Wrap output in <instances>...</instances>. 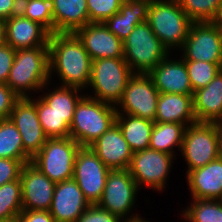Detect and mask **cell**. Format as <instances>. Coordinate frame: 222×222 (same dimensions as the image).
<instances>
[{"mask_svg": "<svg viewBox=\"0 0 222 222\" xmlns=\"http://www.w3.org/2000/svg\"><path fill=\"white\" fill-rule=\"evenodd\" d=\"M24 163L20 160L0 158V186L20 179Z\"/></svg>", "mask_w": 222, "mask_h": 222, "instance_id": "obj_38", "label": "cell"}, {"mask_svg": "<svg viewBox=\"0 0 222 222\" xmlns=\"http://www.w3.org/2000/svg\"><path fill=\"white\" fill-rule=\"evenodd\" d=\"M159 94L148 74H134L129 79L121 100L115 106L116 112L155 122Z\"/></svg>", "mask_w": 222, "mask_h": 222, "instance_id": "obj_11", "label": "cell"}, {"mask_svg": "<svg viewBox=\"0 0 222 222\" xmlns=\"http://www.w3.org/2000/svg\"><path fill=\"white\" fill-rule=\"evenodd\" d=\"M152 0H124L118 13L104 22V25L120 40H125L134 27L148 20Z\"/></svg>", "mask_w": 222, "mask_h": 222, "instance_id": "obj_25", "label": "cell"}, {"mask_svg": "<svg viewBox=\"0 0 222 222\" xmlns=\"http://www.w3.org/2000/svg\"><path fill=\"white\" fill-rule=\"evenodd\" d=\"M5 42L4 21L0 19V45Z\"/></svg>", "mask_w": 222, "mask_h": 222, "instance_id": "obj_45", "label": "cell"}, {"mask_svg": "<svg viewBox=\"0 0 222 222\" xmlns=\"http://www.w3.org/2000/svg\"><path fill=\"white\" fill-rule=\"evenodd\" d=\"M217 130L219 158H222V121L214 122Z\"/></svg>", "mask_w": 222, "mask_h": 222, "instance_id": "obj_43", "label": "cell"}, {"mask_svg": "<svg viewBox=\"0 0 222 222\" xmlns=\"http://www.w3.org/2000/svg\"><path fill=\"white\" fill-rule=\"evenodd\" d=\"M33 99L29 97L36 105L38 119L48 138L69 137L70 126L58 115L52 107L46 103L40 96Z\"/></svg>", "mask_w": 222, "mask_h": 222, "instance_id": "obj_30", "label": "cell"}, {"mask_svg": "<svg viewBox=\"0 0 222 222\" xmlns=\"http://www.w3.org/2000/svg\"><path fill=\"white\" fill-rule=\"evenodd\" d=\"M51 90L52 88L50 92L48 90V93L44 91V94H40V97L70 126L75 107L85 94H82V90L79 88L60 85L58 87L54 86Z\"/></svg>", "mask_w": 222, "mask_h": 222, "instance_id": "obj_28", "label": "cell"}, {"mask_svg": "<svg viewBox=\"0 0 222 222\" xmlns=\"http://www.w3.org/2000/svg\"><path fill=\"white\" fill-rule=\"evenodd\" d=\"M147 22L169 53L182 48L193 23L177 0H152Z\"/></svg>", "mask_w": 222, "mask_h": 222, "instance_id": "obj_4", "label": "cell"}, {"mask_svg": "<svg viewBox=\"0 0 222 222\" xmlns=\"http://www.w3.org/2000/svg\"><path fill=\"white\" fill-rule=\"evenodd\" d=\"M80 145L71 137L48 138L31 163L54 183L73 178Z\"/></svg>", "mask_w": 222, "mask_h": 222, "instance_id": "obj_7", "label": "cell"}, {"mask_svg": "<svg viewBox=\"0 0 222 222\" xmlns=\"http://www.w3.org/2000/svg\"><path fill=\"white\" fill-rule=\"evenodd\" d=\"M90 23H104L118 13L124 0H86Z\"/></svg>", "mask_w": 222, "mask_h": 222, "instance_id": "obj_36", "label": "cell"}, {"mask_svg": "<svg viewBox=\"0 0 222 222\" xmlns=\"http://www.w3.org/2000/svg\"><path fill=\"white\" fill-rule=\"evenodd\" d=\"M193 22H211L222 0H177Z\"/></svg>", "mask_w": 222, "mask_h": 222, "instance_id": "obj_35", "label": "cell"}, {"mask_svg": "<svg viewBox=\"0 0 222 222\" xmlns=\"http://www.w3.org/2000/svg\"><path fill=\"white\" fill-rule=\"evenodd\" d=\"M16 51L6 42L0 45V83L6 84Z\"/></svg>", "mask_w": 222, "mask_h": 222, "instance_id": "obj_39", "label": "cell"}, {"mask_svg": "<svg viewBox=\"0 0 222 222\" xmlns=\"http://www.w3.org/2000/svg\"><path fill=\"white\" fill-rule=\"evenodd\" d=\"M90 205L77 182L71 178L56 183L49 212L56 222H76Z\"/></svg>", "mask_w": 222, "mask_h": 222, "instance_id": "obj_17", "label": "cell"}, {"mask_svg": "<svg viewBox=\"0 0 222 222\" xmlns=\"http://www.w3.org/2000/svg\"><path fill=\"white\" fill-rule=\"evenodd\" d=\"M180 152L187 163L186 174L219 158L215 123L196 122L188 125Z\"/></svg>", "mask_w": 222, "mask_h": 222, "instance_id": "obj_10", "label": "cell"}, {"mask_svg": "<svg viewBox=\"0 0 222 222\" xmlns=\"http://www.w3.org/2000/svg\"><path fill=\"white\" fill-rule=\"evenodd\" d=\"M50 80L56 72L61 86L88 89L92 60L74 33H52L49 36Z\"/></svg>", "mask_w": 222, "mask_h": 222, "instance_id": "obj_1", "label": "cell"}, {"mask_svg": "<svg viewBox=\"0 0 222 222\" xmlns=\"http://www.w3.org/2000/svg\"><path fill=\"white\" fill-rule=\"evenodd\" d=\"M9 118L21 134L24 152L32 159L48 139L38 119L35 103L29 97L19 98Z\"/></svg>", "mask_w": 222, "mask_h": 222, "instance_id": "obj_14", "label": "cell"}, {"mask_svg": "<svg viewBox=\"0 0 222 222\" xmlns=\"http://www.w3.org/2000/svg\"><path fill=\"white\" fill-rule=\"evenodd\" d=\"M20 13V0H0V19L6 21Z\"/></svg>", "mask_w": 222, "mask_h": 222, "instance_id": "obj_42", "label": "cell"}, {"mask_svg": "<svg viewBox=\"0 0 222 222\" xmlns=\"http://www.w3.org/2000/svg\"><path fill=\"white\" fill-rule=\"evenodd\" d=\"M211 22L215 24L217 27H222V2L218 7L217 13Z\"/></svg>", "mask_w": 222, "mask_h": 222, "instance_id": "obj_44", "label": "cell"}, {"mask_svg": "<svg viewBox=\"0 0 222 222\" xmlns=\"http://www.w3.org/2000/svg\"><path fill=\"white\" fill-rule=\"evenodd\" d=\"M194 91L206 87L222 69V64L184 60Z\"/></svg>", "mask_w": 222, "mask_h": 222, "instance_id": "obj_34", "label": "cell"}, {"mask_svg": "<svg viewBox=\"0 0 222 222\" xmlns=\"http://www.w3.org/2000/svg\"><path fill=\"white\" fill-rule=\"evenodd\" d=\"M192 202L181 213L185 221L222 222V200L192 199Z\"/></svg>", "mask_w": 222, "mask_h": 222, "instance_id": "obj_31", "label": "cell"}, {"mask_svg": "<svg viewBox=\"0 0 222 222\" xmlns=\"http://www.w3.org/2000/svg\"><path fill=\"white\" fill-rule=\"evenodd\" d=\"M53 33H74L89 21L86 0H51Z\"/></svg>", "mask_w": 222, "mask_h": 222, "instance_id": "obj_24", "label": "cell"}, {"mask_svg": "<svg viewBox=\"0 0 222 222\" xmlns=\"http://www.w3.org/2000/svg\"><path fill=\"white\" fill-rule=\"evenodd\" d=\"M89 147L110 170L128 169L133 156V151L117 123Z\"/></svg>", "mask_w": 222, "mask_h": 222, "instance_id": "obj_18", "label": "cell"}, {"mask_svg": "<svg viewBox=\"0 0 222 222\" xmlns=\"http://www.w3.org/2000/svg\"><path fill=\"white\" fill-rule=\"evenodd\" d=\"M22 206L26 211H49L56 183L31 162L24 164L21 175Z\"/></svg>", "mask_w": 222, "mask_h": 222, "instance_id": "obj_15", "label": "cell"}, {"mask_svg": "<svg viewBox=\"0 0 222 222\" xmlns=\"http://www.w3.org/2000/svg\"><path fill=\"white\" fill-rule=\"evenodd\" d=\"M219 29H220V32H221V37H222V27H219Z\"/></svg>", "mask_w": 222, "mask_h": 222, "instance_id": "obj_48", "label": "cell"}, {"mask_svg": "<svg viewBox=\"0 0 222 222\" xmlns=\"http://www.w3.org/2000/svg\"><path fill=\"white\" fill-rule=\"evenodd\" d=\"M14 222H56L49 211L23 210L14 219Z\"/></svg>", "mask_w": 222, "mask_h": 222, "instance_id": "obj_41", "label": "cell"}, {"mask_svg": "<svg viewBox=\"0 0 222 222\" xmlns=\"http://www.w3.org/2000/svg\"><path fill=\"white\" fill-rule=\"evenodd\" d=\"M19 97L6 85L0 83V119L9 118Z\"/></svg>", "mask_w": 222, "mask_h": 222, "instance_id": "obj_40", "label": "cell"}, {"mask_svg": "<svg viewBox=\"0 0 222 222\" xmlns=\"http://www.w3.org/2000/svg\"><path fill=\"white\" fill-rule=\"evenodd\" d=\"M109 171L90 147H80L75 157L73 179L90 204H97L101 199Z\"/></svg>", "mask_w": 222, "mask_h": 222, "instance_id": "obj_13", "label": "cell"}, {"mask_svg": "<svg viewBox=\"0 0 222 222\" xmlns=\"http://www.w3.org/2000/svg\"><path fill=\"white\" fill-rule=\"evenodd\" d=\"M134 75L124 58L92 60L89 97L114 106L121 100L129 79Z\"/></svg>", "mask_w": 222, "mask_h": 222, "instance_id": "obj_6", "label": "cell"}, {"mask_svg": "<svg viewBox=\"0 0 222 222\" xmlns=\"http://www.w3.org/2000/svg\"><path fill=\"white\" fill-rule=\"evenodd\" d=\"M116 123L133 152L149 148L153 121L117 113Z\"/></svg>", "mask_w": 222, "mask_h": 222, "instance_id": "obj_26", "label": "cell"}, {"mask_svg": "<svg viewBox=\"0 0 222 222\" xmlns=\"http://www.w3.org/2000/svg\"><path fill=\"white\" fill-rule=\"evenodd\" d=\"M179 51L183 60L222 64V37L212 22H193Z\"/></svg>", "mask_w": 222, "mask_h": 222, "instance_id": "obj_12", "label": "cell"}, {"mask_svg": "<svg viewBox=\"0 0 222 222\" xmlns=\"http://www.w3.org/2000/svg\"><path fill=\"white\" fill-rule=\"evenodd\" d=\"M187 126L180 123L154 122L149 148L175 157L174 148L180 151Z\"/></svg>", "mask_w": 222, "mask_h": 222, "instance_id": "obj_27", "label": "cell"}, {"mask_svg": "<svg viewBox=\"0 0 222 222\" xmlns=\"http://www.w3.org/2000/svg\"><path fill=\"white\" fill-rule=\"evenodd\" d=\"M0 222H14L13 220H0Z\"/></svg>", "mask_w": 222, "mask_h": 222, "instance_id": "obj_47", "label": "cell"}, {"mask_svg": "<svg viewBox=\"0 0 222 222\" xmlns=\"http://www.w3.org/2000/svg\"><path fill=\"white\" fill-rule=\"evenodd\" d=\"M121 222H149V221L145 220V218H139L134 220H122Z\"/></svg>", "mask_w": 222, "mask_h": 222, "instance_id": "obj_46", "label": "cell"}, {"mask_svg": "<svg viewBox=\"0 0 222 222\" xmlns=\"http://www.w3.org/2000/svg\"><path fill=\"white\" fill-rule=\"evenodd\" d=\"M20 13L42 25L50 34L53 33L51 0H20Z\"/></svg>", "mask_w": 222, "mask_h": 222, "instance_id": "obj_33", "label": "cell"}, {"mask_svg": "<svg viewBox=\"0 0 222 222\" xmlns=\"http://www.w3.org/2000/svg\"><path fill=\"white\" fill-rule=\"evenodd\" d=\"M122 220L110 213L109 211L101 208L97 204H91L84 210L82 215L76 222H121Z\"/></svg>", "mask_w": 222, "mask_h": 222, "instance_id": "obj_37", "label": "cell"}, {"mask_svg": "<svg viewBox=\"0 0 222 222\" xmlns=\"http://www.w3.org/2000/svg\"><path fill=\"white\" fill-rule=\"evenodd\" d=\"M74 34L82 42L91 60L124 58L123 41L109 31L104 23H88Z\"/></svg>", "mask_w": 222, "mask_h": 222, "instance_id": "obj_16", "label": "cell"}, {"mask_svg": "<svg viewBox=\"0 0 222 222\" xmlns=\"http://www.w3.org/2000/svg\"><path fill=\"white\" fill-rule=\"evenodd\" d=\"M172 59L168 54L148 75L160 93L193 95L185 61Z\"/></svg>", "mask_w": 222, "mask_h": 222, "instance_id": "obj_20", "label": "cell"}, {"mask_svg": "<svg viewBox=\"0 0 222 222\" xmlns=\"http://www.w3.org/2000/svg\"><path fill=\"white\" fill-rule=\"evenodd\" d=\"M23 211L21 180L0 186V220H13Z\"/></svg>", "mask_w": 222, "mask_h": 222, "instance_id": "obj_32", "label": "cell"}, {"mask_svg": "<svg viewBox=\"0 0 222 222\" xmlns=\"http://www.w3.org/2000/svg\"><path fill=\"white\" fill-rule=\"evenodd\" d=\"M155 122L180 123L186 126L196 123L193 95L160 93Z\"/></svg>", "mask_w": 222, "mask_h": 222, "instance_id": "obj_23", "label": "cell"}, {"mask_svg": "<svg viewBox=\"0 0 222 222\" xmlns=\"http://www.w3.org/2000/svg\"><path fill=\"white\" fill-rule=\"evenodd\" d=\"M123 50L134 74H149L169 54L147 21L136 25L123 40Z\"/></svg>", "mask_w": 222, "mask_h": 222, "instance_id": "obj_5", "label": "cell"}, {"mask_svg": "<svg viewBox=\"0 0 222 222\" xmlns=\"http://www.w3.org/2000/svg\"><path fill=\"white\" fill-rule=\"evenodd\" d=\"M138 190L140 189L128 169L110 170L104 192L97 205L118 216L121 220L142 218L138 213L135 215L133 213L132 216L129 214L136 203Z\"/></svg>", "mask_w": 222, "mask_h": 222, "instance_id": "obj_8", "label": "cell"}, {"mask_svg": "<svg viewBox=\"0 0 222 222\" xmlns=\"http://www.w3.org/2000/svg\"><path fill=\"white\" fill-rule=\"evenodd\" d=\"M50 83L49 46L16 50L6 85L19 98L44 91Z\"/></svg>", "mask_w": 222, "mask_h": 222, "instance_id": "obj_2", "label": "cell"}, {"mask_svg": "<svg viewBox=\"0 0 222 222\" xmlns=\"http://www.w3.org/2000/svg\"><path fill=\"white\" fill-rule=\"evenodd\" d=\"M0 158L31 162L24 152L21 134L10 118L0 119Z\"/></svg>", "mask_w": 222, "mask_h": 222, "instance_id": "obj_29", "label": "cell"}, {"mask_svg": "<svg viewBox=\"0 0 222 222\" xmlns=\"http://www.w3.org/2000/svg\"><path fill=\"white\" fill-rule=\"evenodd\" d=\"M175 158L171 154L151 148L136 151L133 152L128 171L139 189L145 186L162 193Z\"/></svg>", "mask_w": 222, "mask_h": 222, "instance_id": "obj_9", "label": "cell"}, {"mask_svg": "<svg viewBox=\"0 0 222 222\" xmlns=\"http://www.w3.org/2000/svg\"><path fill=\"white\" fill-rule=\"evenodd\" d=\"M84 95L77 103L69 137L81 147H89L116 123V107Z\"/></svg>", "mask_w": 222, "mask_h": 222, "instance_id": "obj_3", "label": "cell"}, {"mask_svg": "<svg viewBox=\"0 0 222 222\" xmlns=\"http://www.w3.org/2000/svg\"><path fill=\"white\" fill-rule=\"evenodd\" d=\"M5 42L15 51L48 46L50 33L39 23L15 14L4 21Z\"/></svg>", "mask_w": 222, "mask_h": 222, "instance_id": "obj_19", "label": "cell"}, {"mask_svg": "<svg viewBox=\"0 0 222 222\" xmlns=\"http://www.w3.org/2000/svg\"><path fill=\"white\" fill-rule=\"evenodd\" d=\"M193 107L197 122L222 121V69L206 87L194 91Z\"/></svg>", "mask_w": 222, "mask_h": 222, "instance_id": "obj_22", "label": "cell"}, {"mask_svg": "<svg viewBox=\"0 0 222 222\" xmlns=\"http://www.w3.org/2000/svg\"><path fill=\"white\" fill-rule=\"evenodd\" d=\"M185 175L192 199L222 200V158Z\"/></svg>", "mask_w": 222, "mask_h": 222, "instance_id": "obj_21", "label": "cell"}]
</instances>
